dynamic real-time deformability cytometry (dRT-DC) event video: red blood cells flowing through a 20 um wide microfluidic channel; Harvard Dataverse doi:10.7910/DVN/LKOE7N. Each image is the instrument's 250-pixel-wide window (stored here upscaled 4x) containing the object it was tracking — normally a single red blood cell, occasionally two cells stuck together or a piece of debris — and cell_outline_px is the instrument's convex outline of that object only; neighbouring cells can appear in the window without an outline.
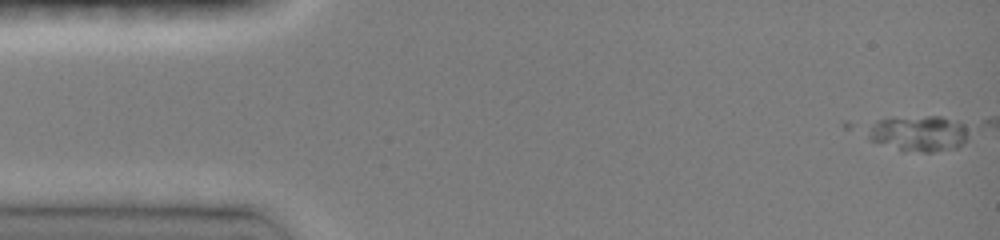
{"species": "common noctule bat (a hibernating species)", "species_latin": "Nyctalus noctula", "temperature_condition": "room temperature", "stored_images_in_passage": 3, "camera_frame_rate_fps": 3000, "um_per_image_px": 0.085, "animal": {"sex": "female", "body_mass_g": 19.0, "forearm_length_mm": 51.5}, "frame": {"image": 1, "passage_image": 1, "time_ms": 0.0, "image_size_px": [1000, 240], "cell_outline_px": [[968, 136], [956, 148], [932, 152], [920, 152], [900, 148], [868, 140], [844, 128], [844, 120], [888, 116], [940, 116], [956, 120], [964, 124], [968, 128]], "centroid_in_image_um": [77.45, 11.21], "position_along_channel_um": 7.6, "area_um2": 24.28}}